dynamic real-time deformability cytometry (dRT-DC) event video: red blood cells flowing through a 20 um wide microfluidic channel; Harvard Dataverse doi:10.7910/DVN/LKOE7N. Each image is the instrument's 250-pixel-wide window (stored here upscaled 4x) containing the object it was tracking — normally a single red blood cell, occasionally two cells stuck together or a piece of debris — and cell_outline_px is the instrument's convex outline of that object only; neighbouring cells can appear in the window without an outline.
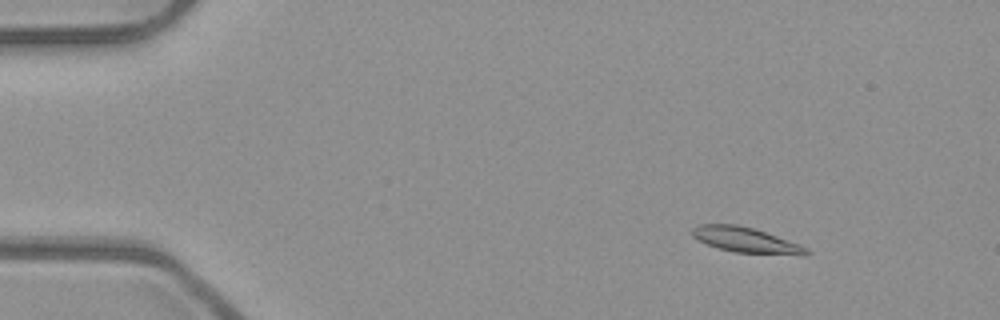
{"species": "common noctule bat (a hibernating species)", "species_latin": "Nyctalus noctula", "temperature_condition": "room temperature", "stored_images_in_passage": 6, "camera_frame_rate_fps": 3000, "um_per_image_px": 0.085, "animal": {"sex": "male", "body_mass_g": 23.1, "forearm_length_mm": 52.7}, "frame": {"image": 1, "passage_image": 1, "time_ms": 0.0, "image_size_px": [1000, 320], "cell_outline_px": [[812, 252], [808, 256], [800, 256], [736, 252], [716, 248], [692, 236], [692, 228], [700, 224], [736, 224], [756, 228], [800, 244], [808, 248]], "centroid_in_image_um": [63.5, 20.41], "position_along_channel_um": 21.5, "area_um2": 17.22}}
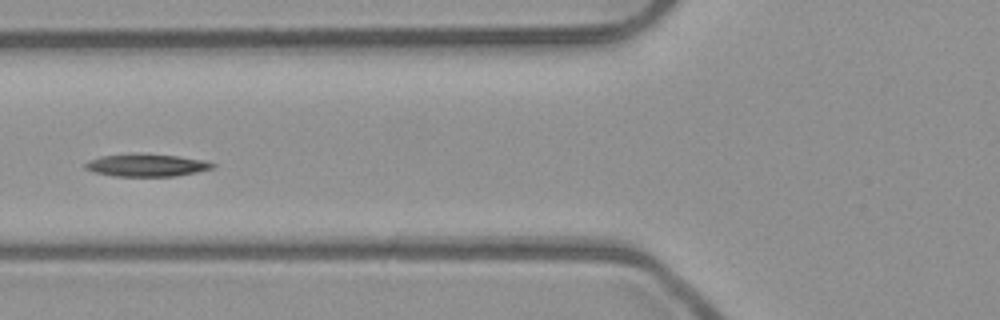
{"frame": {"image": 2, "passage_image": 5, "time_ms": 1.333, "image_size_px": [1000, 320], "cell_outline_px": [[216, 168], [176, 176], [112, 176], [96, 172], [84, 168], [84, 164], [88, 160], [100, 156], [176, 156], [204, 160], [216, 164]], "centroid_in_image_um": [12.5, 14.09], "position_along_channel_um": 113.3, "area_um2": 15.9}}
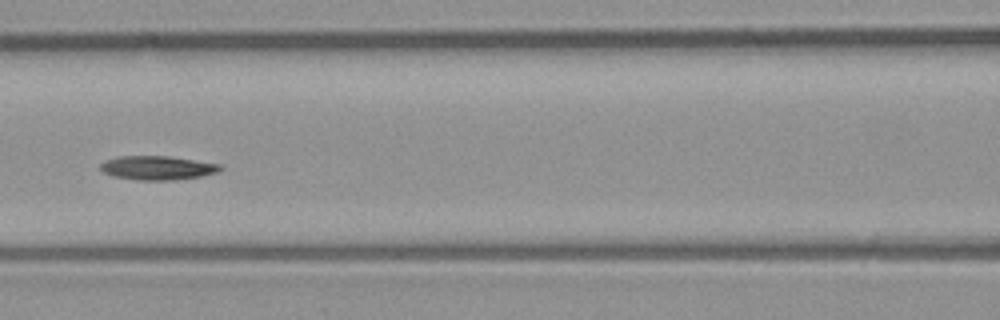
{"frame": {"image": 3, "passage_image": 6, "time_ms": 1.667, "image_size_px": [1000, 320], "cell_outline_px": [[224, 168], [216, 172], [200, 176], [176, 180], [140, 180], [112, 176], [104, 172], [100, 168], [100, 164], [104, 160], [116, 156], [168, 156], [224, 164]], "centroid_in_image_um": [13.4, 14.26], "position_along_channel_um": 153.2, "area_um2": 16.88}}